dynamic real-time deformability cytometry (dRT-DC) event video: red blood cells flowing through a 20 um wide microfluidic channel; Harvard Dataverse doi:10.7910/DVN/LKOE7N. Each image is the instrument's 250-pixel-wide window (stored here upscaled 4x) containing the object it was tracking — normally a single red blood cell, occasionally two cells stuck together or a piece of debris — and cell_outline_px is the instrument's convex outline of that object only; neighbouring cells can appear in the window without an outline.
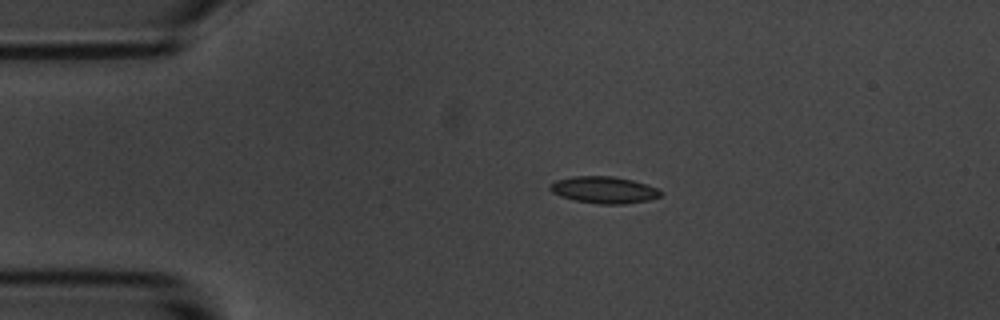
{"species": "common noctule bat (a hibernating species)", "species_latin": "Nyctalus noctula", "temperature_condition": "room temperature", "stored_images_in_passage": 45, "camera_frame_rate_fps": 3000, "um_per_image_px": 0.085, "animal": {"sex": "male", "body_mass_g": 20.1, "forearm_length_mm": 53.5}, "frame": {"image": 1, "passage_image": 1, "time_ms": 0.0, "image_size_px": [1000, 320], "cell_outline_px": [[660, 196], [648, 200], [624, 204], [596, 204], [576, 200], [560, 196], [552, 192], [548, 188], [548, 184], [556, 180], [572, 176], [612, 176], [632, 180], [656, 188], [660, 192]], "centroid_in_image_um": [51.26, 16.14], "position_along_channel_um": 33.7, "area_um2": 17.17}}
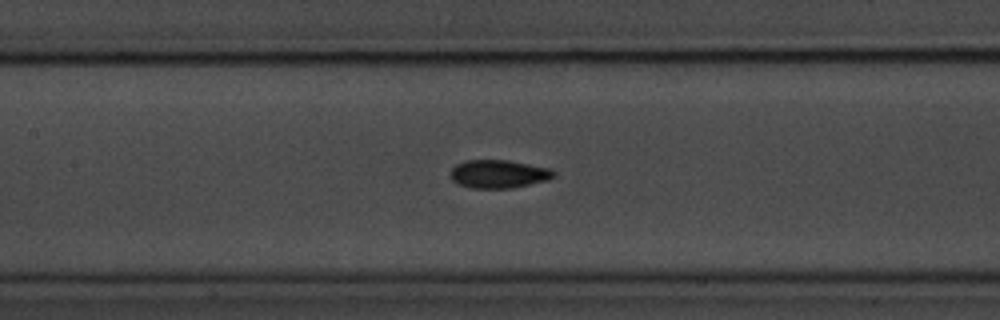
{"frame": {"image": 2, "passage_image": 15, "time_ms": 4.667, "image_size_px": [1000, 320], "cell_outline_px": [[556, 176], [548, 180], [512, 188], [472, 188], [456, 184], [452, 180], [452, 168], [456, 164], [464, 160], [508, 160], [552, 168], [556, 172]], "centroid_in_image_um": [42.42, 14.78], "position_along_channel_um": 165.0, "area_um2": 17.17}}
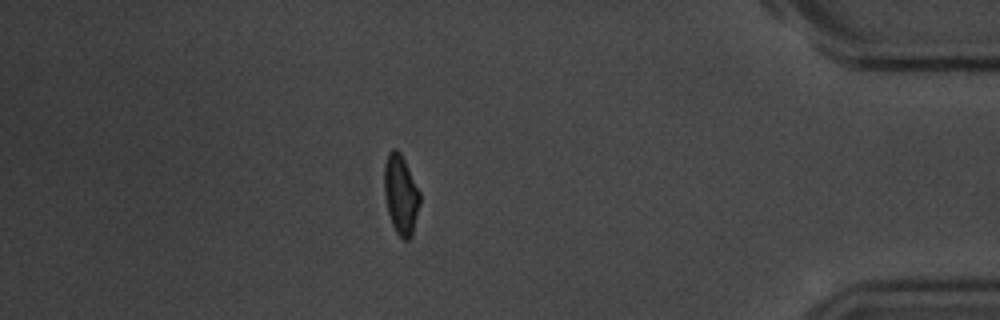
{"frame": {"image": 3, "passage_image": 38, "time_ms": 12.333, "image_size_px": [1000, 320], "cell_outline_px": [[420, 204], [412, 236], [408, 240], [404, 240], [396, 232], [392, 224], [388, 212], [384, 192], [384, 164], [388, 152], [392, 148], [396, 148], [400, 152], [420, 192]], "centroid_in_image_um": [34.06, 16.53], "position_along_channel_um": 401.1, "area_um2": 16.53}, "authors_computed_cell_mechanics": {"area_um2": 16.4152, "velocity_mm_per_s": 3.6154, "shape_relaxation_time_tau1_ms": 2.8945, "shape_relaxation_time_tau2_ms": 2.0409, "deformation_change_tau1": 0.1135, "deformation_change_tau2": 0.0529}}